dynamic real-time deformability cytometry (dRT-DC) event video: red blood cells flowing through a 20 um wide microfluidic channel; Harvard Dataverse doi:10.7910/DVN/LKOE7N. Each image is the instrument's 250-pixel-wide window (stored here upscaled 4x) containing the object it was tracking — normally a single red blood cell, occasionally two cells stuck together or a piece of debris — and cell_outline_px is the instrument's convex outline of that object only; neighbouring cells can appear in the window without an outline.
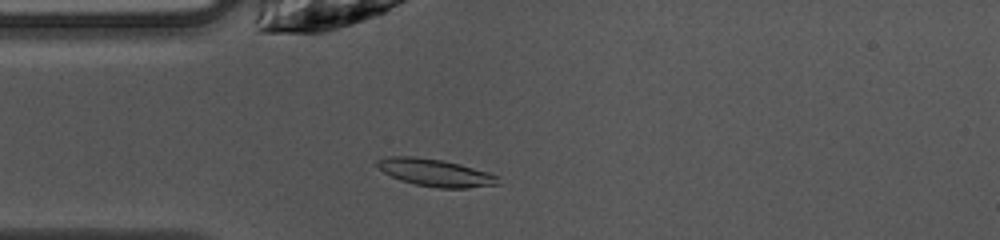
{"species": "common noctule bat (a hibernating species)", "species_latin": "Nyctalus noctula", "temperature_condition": "warm", "stored_images_in_passage": 47, "camera_frame_rate_fps": 3000, "um_per_image_px": 0.085, "animal": {"sex": "female", "body_mass_g": 10.0, "forearm_length_mm": 53.1}, "frame": {"image": 1, "passage_image": 11, "time_ms": 3.333, "image_size_px": [1000, 240], "cell_outline_px": [[500, 184], [468, 188], [436, 188], [416, 184], [400, 180], [384, 172], [376, 164], [376, 160], [388, 156], [416, 156], [440, 160], [460, 164], [488, 172], [500, 176]], "centroid_in_image_um": [37.04, 14.68], "position_along_channel_um": 48.0, "area_um2": 19.31}}
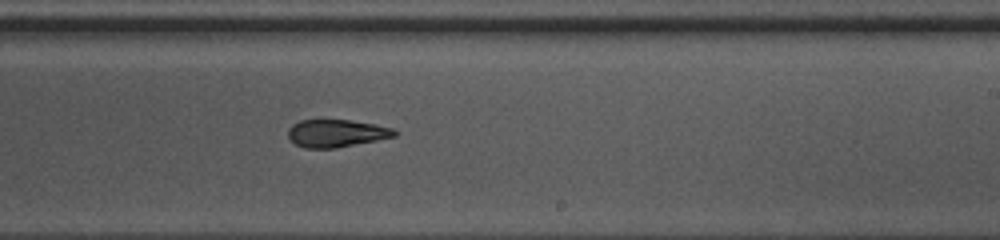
{"frame": {"image": 2, "passage_image": 27, "time_ms": 8.667, "image_size_px": [1000, 240], "cell_outline_px": [[400, 132], [396, 136], [336, 148], [308, 148], [296, 144], [288, 136], [288, 128], [292, 124], [300, 120], [348, 120], [376, 124], [392, 128]], "centroid_in_image_um": [28.61, 11.32], "position_along_channel_um": 260.4, "area_um2": 17.05}}
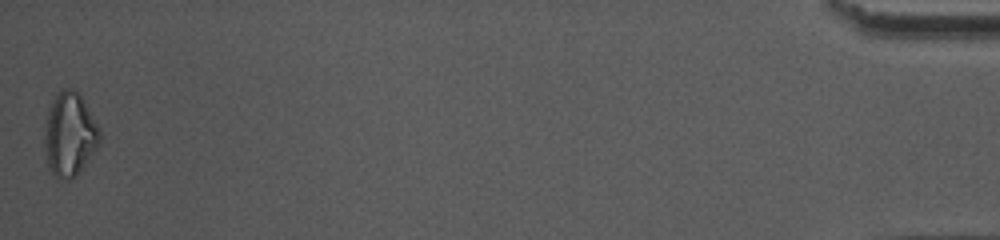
{"frame": {"image": 3, "passage_image": 47, "time_ms": 15.333, "image_size_px": [1000, 240], "cell_outline_px": [[100, 144], [76, 176], [68, 180], [56, 176], [48, 168], [44, 144], [44, 140], [48, 108], [56, 92], [60, 88], [72, 88], [80, 96], [100, 128]], "centroid_in_image_um": [5.91, 11.41], "position_along_channel_um": 429.3, "area_um2": 26.82}, "authors_computed_cell_mechanics": {"area_um2": 18.6116, "velocity_mm_per_s": 4.082, "shape_relaxation_time_tau1_ms": null, "shape_relaxation_time_tau2_ms": 5.6822, "deformation_change_tau1": null, "deformation_change_tau2": 0.148}}